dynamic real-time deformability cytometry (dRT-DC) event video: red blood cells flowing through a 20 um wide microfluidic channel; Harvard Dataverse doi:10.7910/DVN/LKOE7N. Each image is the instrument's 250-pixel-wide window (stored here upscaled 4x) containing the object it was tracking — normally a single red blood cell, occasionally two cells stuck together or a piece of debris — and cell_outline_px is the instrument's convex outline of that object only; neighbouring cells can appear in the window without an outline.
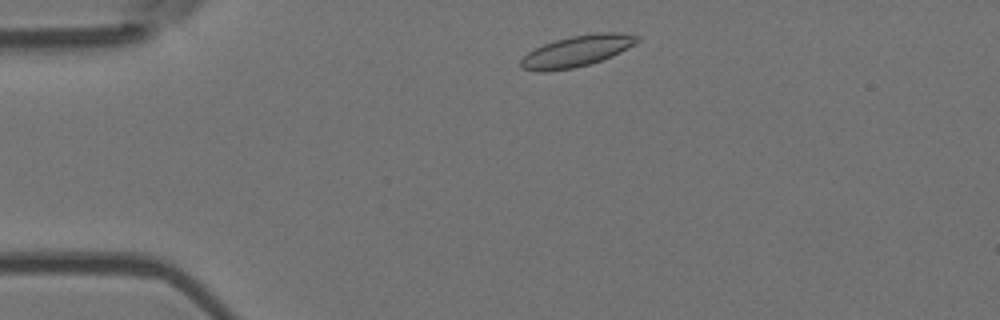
{"species": "Egyptian fruit bat (a non-hibernating species)", "species_latin": "Rousettus aegyptiacus", "temperature_condition": "room temperature", "stored_images_in_passage": 2, "camera_frame_rate_fps": 3000, "um_per_image_px": 0.085, "animal": {"sex": "female"}, "frame": {"image": 1, "passage_image": 1, "time_ms": 0.0, "image_size_px": [1000, 320], "cell_outline_px": [[640, 40], [620, 52], [612, 56], [588, 64], [572, 68], [544, 72], [536, 72], [520, 68], [520, 60], [528, 52], [544, 44], [556, 40], [572, 36], [596, 32], [624, 32], [640, 36]], "centroid_in_image_um": [49.03, 4.34], "position_along_channel_um": 36.0, "area_um2": 21.1}}